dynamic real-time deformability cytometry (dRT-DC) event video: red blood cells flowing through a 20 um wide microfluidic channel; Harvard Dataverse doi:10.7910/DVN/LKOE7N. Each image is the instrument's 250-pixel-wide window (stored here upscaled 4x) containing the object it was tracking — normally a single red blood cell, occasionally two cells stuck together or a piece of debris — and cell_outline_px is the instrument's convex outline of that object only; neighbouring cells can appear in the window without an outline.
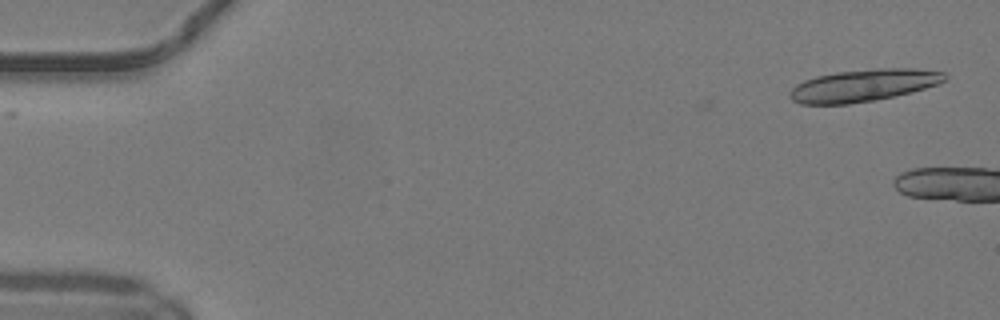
{"species": "common noctule bat (a hibernating species)", "species_latin": "Nyctalus noctula", "temperature_condition": "warm", "stored_images_in_passage": 4, "camera_frame_rate_fps": 3000, "um_per_image_px": 0.085, "animal": {"sex": "male", "body_mass_g": 19.2, "forearm_length_mm": 51.8}, "frame": {"image": 1, "passage_image": 1, "time_ms": 0.0, "image_size_px": [1000, 320], "cell_outline_px": [[948, 80], [940, 84], [912, 92], [876, 100], [848, 104], [800, 104], [792, 100], [788, 96], [788, 92], [796, 84], [804, 80], [816, 76], [836, 72], [880, 68], [912, 68], [944, 72], [948, 76]], "centroid_in_image_um": [73.41, 7.26], "position_along_channel_um": 11.6, "area_um2": 29.36}}